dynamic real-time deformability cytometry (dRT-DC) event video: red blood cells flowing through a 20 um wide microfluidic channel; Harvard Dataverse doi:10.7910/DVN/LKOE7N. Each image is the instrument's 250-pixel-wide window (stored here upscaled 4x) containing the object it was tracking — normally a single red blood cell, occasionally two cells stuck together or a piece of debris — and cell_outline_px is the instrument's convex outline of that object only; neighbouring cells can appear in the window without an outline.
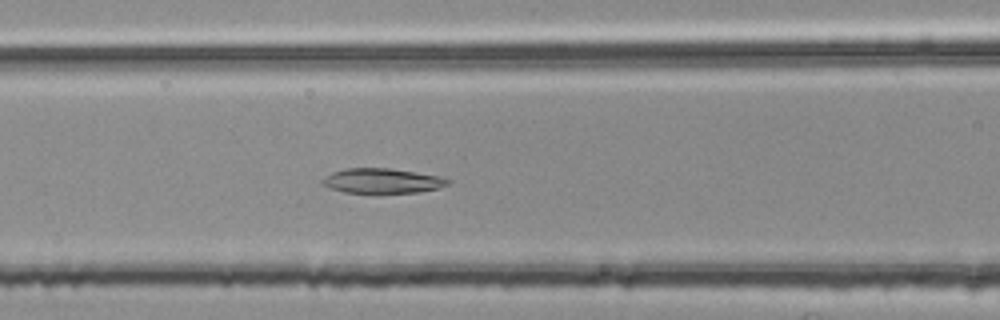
{"species": "common noctule bat (a hibernating species)", "species_latin": "Nyctalus noctula", "temperature_condition": "room temperature", "stored_images_in_passage": 42, "camera_frame_rate_fps": 3000, "um_per_image_px": 0.085, "animal": {"sex": "female", "body_mass_g": 25.1}, "frame": {"image": 1, "passage_image": 11, "time_ms": 3.333, "image_size_px": [1000, 320], "cell_outline_px": [[452, 184], [440, 188], [420, 192], [380, 196], [376, 196], [344, 192], [332, 188], [324, 184], [320, 180], [324, 176], [332, 172], [344, 168], [388, 168], [440, 176], [452, 180]], "centroid_in_image_um": [32.53, 15.42], "position_along_channel_um": 134.1, "area_um2": 19.25}}
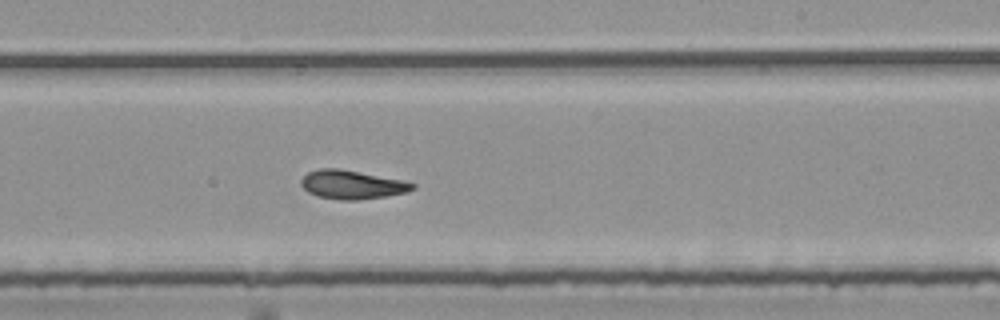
{"frame": {"image": 2, "passage_image": 21, "time_ms": 6.667, "image_size_px": [1000, 320], "cell_outline_px": [[416, 188], [408, 192], [360, 200], [340, 200], [316, 196], [308, 192], [300, 184], [300, 180], [308, 172], [320, 168], [340, 168], [404, 180], [416, 184]], "centroid_in_image_um": [29.93, 15.69], "position_along_channel_um": 259.1, "area_um2": 18.84}}
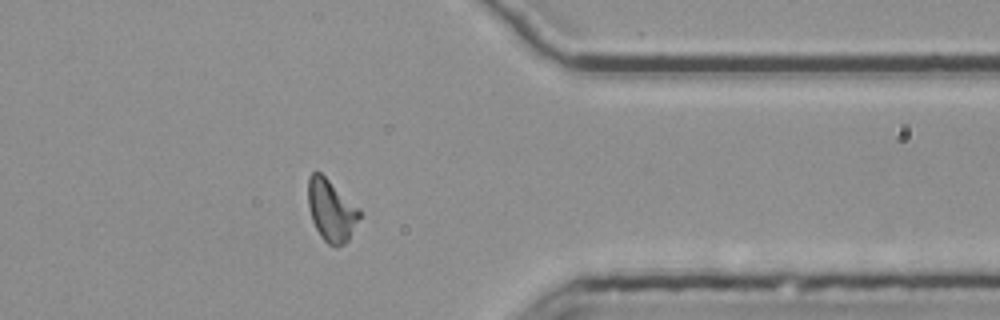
{"frame": {"image": 3, "passage_image": 32, "time_ms": 10.333, "image_size_px": [1000, 320], "cell_outline_px": [[360, 216], [348, 240], [344, 244], [336, 248], [328, 244], [320, 236], [312, 220], [308, 204], [308, 180], [312, 172], [320, 172], [360, 208]], "centroid_in_image_um": [28.16, 17.9], "position_along_channel_um": 383.2, "area_um2": 18.44}, "authors_computed_cell_mechanics": {"area_um2": 18.4382, "velocity_mm_per_s": 3.767, "shape_relaxation_time_tau1_ms": 8.4601, "shape_relaxation_time_tau2_ms": 3.7122, "deformation_change_tau1": 0.1796, "deformation_change_tau2": 0.1035}}